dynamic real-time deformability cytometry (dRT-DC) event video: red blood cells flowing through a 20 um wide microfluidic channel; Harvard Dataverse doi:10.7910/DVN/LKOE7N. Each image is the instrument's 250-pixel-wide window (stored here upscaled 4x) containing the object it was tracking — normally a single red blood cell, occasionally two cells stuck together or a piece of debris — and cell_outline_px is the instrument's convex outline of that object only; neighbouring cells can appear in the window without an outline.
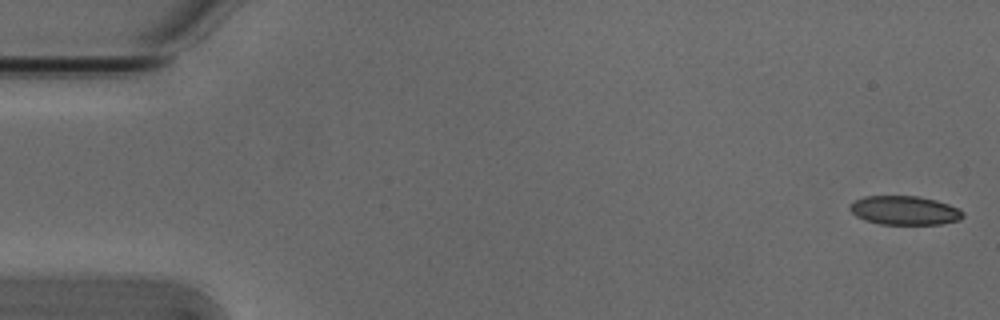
{"species": "Egyptian fruit bat (a non-hibernating species)", "species_latin": "Rousettus aegyptiacus", "temperature_condition": "cold", "stored_images_in_passage": 53, "camera_frame_rate_fps": 3000, "um_per_image_px": 0.085, "animal": {"sex": "male"}, "frame": {"image": 1, "passage_image": 1, "time_ms": 0.0, "image_size_px": [1000, 320], "cell_outline_px": [[964, 216], [960, 220], [940, 224], [880, 224], [864, 220], [856, 216], [848, 208], [848, 204], [864, 196], [916, 196], [936, 200], [960, 208], [964, 212]], "centroid_in_image_um": [76.89, 17.88], "position_along_channel_um": 8.1, "area_um2": 19.19}}
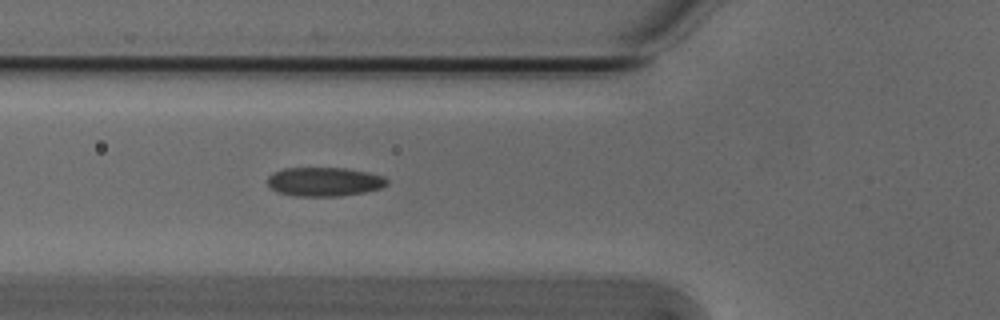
{"frame": {"image": 2, "passage_image": 19, "time_ms": 6.0, "image_size_px": [1000, 320], "cell_outline_px": [[388, 184], [380, 188], [364, 192], [340, 196], [292, 196], [276, 192], [268, 188], [268, 176], [272, 172], [284, 168], [344, 168], [368, 172], [384, 176], [388, 180]], "centroid_in_image_um": [27.52, 15.45], "position_along_channel_um": 98.3, "area_um2": 20.4}}
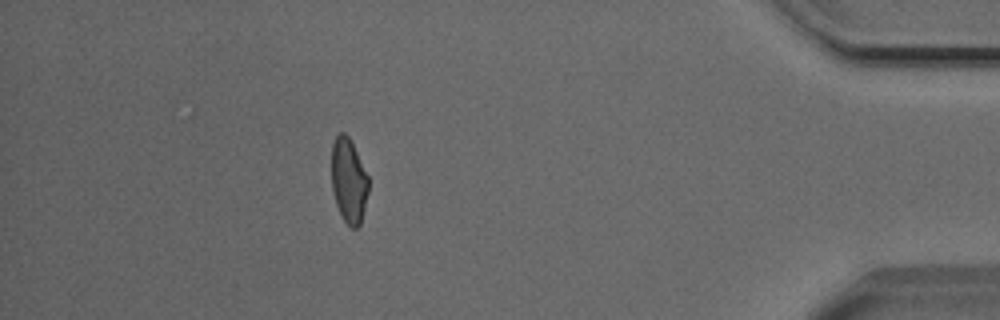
{"frame": {"image": 3, "passage_image": 47, "time_ms": 15.333, "image_size_px": [1000, 320], "cell_outline_px": [[368, 192], [360, 224], [356, 228], [352, 228], [344, 220], [336, 204], [332, 188], [332, 144], [336, 136], [340, 132], [344, 132], [348, 136], [368, 176]], "centroid_in_image_um": [29.63, 15.35], "position_along_channel_um": 405.6, "area_um2": 17.86}, "authors_computed_cell_mechanics": {"area_um2": 19.652, "velocity_mm_per_s": 3.8462, "shape_relaxation_time_tau1_ms": 6.3647, "shape_relaxation_time_tau2_ms": 1.9101, "deformation_change_tau1": 0.138, "deformation_change_tau2": 0.0621}}